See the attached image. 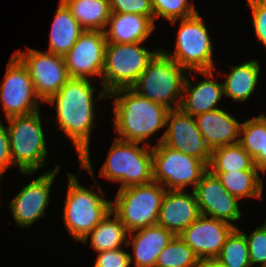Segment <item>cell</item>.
I'll use <instances>...</instances> for the list:
<instances>
[{"label": "cell", "instance_id": "obj_1", "mask_svg": "<svg viewBox=\"0 0 266 267\" xmlns=\"http://www.w3.org/2000/svg\"><path fill=\"white\" fill-rule=\"evenodd\" d=\"M97 88L90 79L69 78L60 90L46 103L55 104L56 124L72 141L80 159L81 169H86L95 179L90 159V137L94 127L95 95ZM94 96V97H93Z\"/></svg>", "mask_w": 266, "mask_h": 267}, {"label": "cell", "instance_id": "obj_2", "mask_svg": "<svg viewBox=\"0 0 266 267\" xmlns=\"http://www.w3.org/2000/svg\"><path fill=\"white\" fill-rule=\"evenodd\" d=\"M114 97V123L120 140L143 143L166 126L169 109L138 95L131 88H121L108 94Z\"/></svg>", "mask_w": 266, "mask_h": 267}, {"label": "cell", "instance_id": "obj_3", "mask_svg": "<svg viewBox=\"0 0 266 267\" xmlns=\"http://www.w3.org/2000/svg\"><path fill=\"white\" fill-rule=\"evenodd\" d=\"M187 72L161 49L148 62L131 89L154 103L176 110L181 103Z\"/></svg>", "mask_w": 266, "mask_h": 267}, {"label": "cell", "instance_id": "obj_4", "mask_svg": "<svg viewBox=\"0 0 266 267\" xmlns=\"http://www.w3.org/2000/svg\"><path fill=\"white\" fill-rule=\"evenodd\" d=\"M138 43H106L99 99L121 88H131L159 51H151Z\"/></svg>", "mask_w": 266, "mask_h": 267}, {"label": "cell", "instance_id": "obj_5", "mask_svg": "<svg viewBox=\"0 0 266 267\" xmlns=\"http://www.w3.org/2000/svg\"><path fill=\"white\" fill-rule=\"evenodd\" d=\"M78 178L68 172V190L64 204L63 221L75 241H83L93 228L111 210V200L104 196L98 185L100 194L80 185ZM101 195V196H100Z\"/></svg>", "mask_w": 266, "mask_h": 267}, {"label": "cell", "instance_id": "obj_6", "mask_svg": "<svg viewBox=\"0 0 266 267\" xmlns=\"http://www.w3.org/2000/svg\"><path fill=\"white\" fill-rule=\"evenodd\" d=\"M139 144L140 142L115 138L100 170V176L122 183L119 189L152 182V147L149 142L142 147Z\"/></svg>", "mask_w": 266, "mask_h": 267}, {"label": "cell", "instance_id": "obj_7", "mask_svg": "<svg viewBox=\"0 0 266 267\" xmlns=\"http://www.w3.org/2000/svg\"><path fill=\"white\" fill-rule=\"evenodd\" d=\"M7 121L13 166H18L22 174L31 175L43 167L48 153L39 110Z\"/></svg>", "mask_w": 266, "mask_h": 267}, {"label": "cell", "instance_id": "obj_8", "mask_svg": "<svg viewBox=\"0 0 266 267\" xmlns=\"http://www.w3.org/2000/svg\"><path fill=\"white\" fill-rule=\"evenodd\" d=\"M165 192L166 189L155 181L119 189L115 199L111 201V210L119 217L129 233L157 225Z\"/></svg>", "mask_w": 266, "mask_h": 267}, {"label": "cell", "instance_id": "obj_9", "mask_svg": "<svg viewBox=\"0 0 266 267\" xmlns=\"http://www.w3.org/2000/svg\"><path fill=\"white\" fill-rule=\"evenodd\" d=\"M174 52L162 50L187 71H206L213 68L212 40L203 18L197 12L181 19Z\"/></svg>", "mask_w": 266, "mask_h": 267}, {"label": "cell", "instance_id": "obj_10", "mask_svg": "<svg viewBox=\"0 0 266 267\" xmlns=\"http://www.w3.org/2000/svg\"><path fill=\"white\" fill-rule=\"evenodd\" d=\"M153 181L166 190H185L186 186L196 185L208 166L196 157L183 154L162 142L152 147Z\"/></svg>", "mask_w": 266, "mask_h": 267}, {"label": "cell", "instance_id": "obj_11", "mask_svg": "<svg viewBox=\"0 0 266 267\" xmlns=\"http://www.w3.org/2000/svg\"><path fill=\"white\" fill-rule=\"evenodd\" d=\"M27 68L13 54L0 85L1 108L6 118L26 115L39 110L40 102Z\"/></svg>", "mask_w": 266, "mask_h": 267}, {"label": "cell", "instance_id": "obj_12", "mask_svg": "<svg viewBox=\"0 0 266 267\" xmlns=\"http://www.w3.org/2000/svg\"><path fill=\"white\" fill-rule=\"evenodd\" d=\"M27 68L41 102H47L70 78L64 56L43 52L28 47L14 54Z\"/></svg>", "mask_w": 266, "mask_h": 267}, {"label": "cell", "instance_id": "obj_13", "mask_svg": "<svg viewBox=\"0 0 266 267\" xmlns=\"http://www.w3.org/2000/svg\"><path fill=\"white\" fill-rule=\"evenodd\" d=\"M166 125L168 127L157 144L162 142L174 150L200 159L209 166L212 151L197 128L193 116L183 113L180 109L170 110Z\"/></svg>", "mask_w": 266, "mask_h": 267}, {"label": "cell", "instance_id": "obj_14", "mask_svg": "<svg viewBox=\"0 0 266 267\" xmlns=\"http://www.w3.org/2000/svg\"><path fill=\"white\" fill-rule=\"evenodd\" d=\"M106 43L105 32L84 30L64 56L69 77H102Z\"/></svg>", "mask_w": 266, "mask_h": 267}, {"label": "cell", "instance_id": "obj_15", "mask_svg": "<svg viewBox=\"0 0 266 267\" xmlns=\"http://www.w3.org/2000/svg\"><path fill=\"white\" fill-rule=\"evenodd\" d=\"M60 166L45 172L28 183L10 201V210L18 226L30 227L37 219L45 216V209L50 201V189Z\"/></svg>", "mask_w": 266, "mask_h": 267}, {"label": "cell", "instance_id": "obj_16", "mask_svg": "<svg viewBox=\"0 0 266 267\" xmlns=\"http://www.w3.org/2000/svg\"><path fill=\"white\" fill-rule=\"evenodd\" d=\"M237 228L232 223L200 215L179 234L200 260L215 259L231 232Z\"/></svg>", "mask_w": 266, "mask_h": 267}, {"label": "cell", "instance_id": "obj_17", "mask_svg": "<svg viewBox=\"0 0 266 267\" xmlns=\"http://www.w3.org/2000/svg\"><path fill=\"white\" fill-rule=\"evenodd\" d=\"M193 191L202 215L227 223L242 217L238 199L225 189L220 179L209 169L202 175Z\"/></svg>", "mask_w": 266, "mask_h": 267}, {"label": "cell", "instance_id": "obj_18", "mask_svg": "<svg viewBox=\"0 0 266 267\" xmlns=\"http://www.w3.org/2000/svg\"><path fill=\"white\" fill-rule=\"evenodd\" d=\"M201 215L194 191L166 190L157 224L179 235Z\"/></svg>", "mask_w": 266, "mask_h": 267}, {"label": "cell", "instance_id": "obj_19", "mask_svg": "<svg viewBox=\"0 0 266 267\" xmlns=\"http://www.w3.org/2000/svg\"><path fill=\"white\" fill-rule=\"evenodd\" d=\"M206 78L201 82H196L195 85L189 80L191 71H188L183 94L179 109L188 115L195 117L196 115L214 111L219 109L218 102L222 99L223 84L215 82L211 79L214 77L212 70L197 71ZM193 84V85H192ZM187 93V94H185ZM185 95V97H184Z\"/></svg>", "mask_w": 266, "mask_h": 267}, {"label": "cell", "instance_id": "obj_20", "mask_svg": "<svg viewBox=\"0 0 266 267\" xmlns=\"http://www.w3.org/2000/svg\"><path fill=\"white\" fill-rule=\"evenodd\" d=\"M194 120L211 151L239 142L241 123L223 109L196 115Z\"/></svg>", "mask_w": 266, "mask_h": 267}, {"label": "cell", "instance_id": "obj_21", "mask_svg": "<svg viewBox=\"0 0 266 267\" xmlns=\"http://www.w3.org/2000/svg\"><path fill=\"white\" fill-rule=\"evenodd\" d=\"M128 236L133 239L127 242V246L133 245L134 256H129L131 263L134 260L136 267H155L159 253L175 235L157 224L132 231Z\"/></svg>", "mask_w": 266, "mask_h": 267}, {"label": "cell", "instance_id": "obj_22", "mask_svg": "<svg viewBox=\"0 0 266 267\" xmlns=\"http://www.w3.org/2000/svg\"><path fill=\"white\" fill-rule=\"evenodd\" d=\"M107 28L104 32L109 43L144 42L156 29L155 22L148 16L115 12H111Z\"/></svg>", "mask_w": 266, "mask_h": 267}, {"label": "cell", "instance_id": "obj_23", "mask_svg": "<svg viewBox=\"0 0 266 267\" xmlns=\"http://www.w3.org/2000/svg\"><path fill=\"white\" fill-rule=\"evenodd\" d=\"M83 32L84 29L73 17L70 9L59 0L49 34L48 52L65 56Z\"/></svg>", "mask_w": 266, "mask_h": 267}, {"label": "cell", "instance_id": "obj_24", "mask_svg": "<svg viewBox=\"0 0 266 267\" xmlns=\"http://www.w3.org/2000/svg\"><path fill=\"white\" fill-rule=\"evenodd\" d=\"M259 74L258 60H249L233 66L223 83V95L235 101H247L256 90Z\"/></svg>", "mask_w": 266, "mask_h": 267}, {"label": "cell", "instance_id": "obj_25", "mask_svg": "<svg viewBox=\"0 0 266 267\" xmlns=\"http://www.w3.org/2000/svg\"><path fill=\"white\" fill-rule=\"evenodd\" d=\"M114 217L111 219V215ZM129 232L119 217L110 210L109 213L93 228L82 241L87 244L91 239V246L97 253L122 248L127 246Z\"/></svg>", "mask_w": 266, "mask_h": 267}, {"label": "cell", "instance_id": "obj_26", "mask_svg": "<svg viewBox=\"0 0 266 267\" xmlns=\"http://www.w3.org/2000/svg\"><path fill=\"white\" fill-rule=\"evenodd\" d=\"M84 30L104 32L111 15L109 0H62Z\"/></svg>", "mask_w": 266, "mask_h": 267}, {"label": "cell", "instance_id": "obj_27", "mask_svg": "<svg viewBox=\"0 0 266 267\" xmlns=\"http://www.w3.org/2000/svg\"><path fill=\"white\" fill-rule=\"evenodd\" d=\"M239 144L254 159L255 166L266 172V124L259 116L241 123ZM242 136V137H241Z\"/></svg>", "mask_w": 266, "mask_h": 267}, {"label": "cell", "instance_id": "obj_28", "mask_svg": "<svg viewBox=\"0 0 266 267\" xmlns=\"http://www.w3.org/2000/svg\"><path fill=\"white\" fill-rule=\"evenodd\" d=\"M259 169L230 172H212L216 175L225 189L238 200L254 197L261 199L263 181Z\"/></svg>", "mask_w": 266, "mask_h": 267}, {"label": "cell", "instance_id": "obj_29", "mask_svg": "<svg viewBox=\"0 0 266 267\" xmlns=\"http://www.w3.org/2000/svg\"><path fill=\"white\" fill-rule=\"evenodd\" d=\"M208 169L211 172H230L258 168L254 159L239 143H236L213 149Z\"/></svg>", "mask_w": 266, "mask_h": 267}, {"label": "cell", "instance_id": "obj_30", "mask_svg": "<svg viewBox=\"0 0 266 267\" xmlns=\"http://www.w3.org/2000/svg\"><path fill=\"white\" fill-rule=\"evenodd\" d=\"M215 260L222 267H252L247 240L238 227L227 237Z\"/></svg>", "mask_w": 266, "mask_h": 267}, {"label": "cell", "instance_id": "obj_31", "mask_svg": "<svg viewBox=\"0 0 266 267\" xmlns=\"http://www.w3.org/2000/svg\"><path fill=\"white\" fill-rule=\"evenodd\" d=\"M199 261L192 248L175 235L159 253L155 267H197Z\"/></svg>", "mask_w": 266, "mask_h": 267}, {"label": "cell", "instance_id": "obj_32", "mask_svg": "<svg viewBox=\"0 0 266 267\" xmlns=\"http://www.w3.org/2000/svg\"><path fill=\"white\" fill-rule=\"evenodd\" d=\"M189 0H152L155 18H164L174 24L179 19L190 17L198 11Z\"/></svg>", "mask_w": 266, "mask_h": 267}, {"label": "cell", "instance_id": "obj_33", "mask_svg": "<svg viewBox=\"0 0 266 267\" xmlns=\"http://www.w3.org/2000/svg\"><path fill=\"white\" fill-rule=\"evenodd\" d=\"M245 235L249 250V259L253 267L254 264H261L260 267H266V218L264 225L256 227L250 235Z\"/></svg>", "mask_w": 266, "mask_h": 267}, {"label": "cell", "instance_id": "obj_34", "mask_svg": "<svg viewBox=\"0 0 266 267\" xmlns=\"http://www.w3.org/2000/svg\"><path fill=\"white\" fill-rule=\"evenodd\" d=\"M111 12L148 16L154 22L152 0H109Z\"/></svg>", "mask_w": 266, "mask_h": 267}, {"label": "cell", "instance_id": "obj_35", "mask_svg": "<svg viewBox=\"0 0 266 267\" xmlns=\"http://www.w3.org/2000/svg\"><path fill=\"white\" fill-rule=\"evenodd\" d=\"M256 37L266 48V0H247Z\"/></svg>", "mask_w": 266, "mask_h": 267}, {"label": "cell", "instance_id": "obj_36", "mask_svg": "<svg viewBox=\"0 0 266 267\" xmlns=\"http://www.w3.org/2000/svg\"><path fill=\"white\" fill-rule=\"evenodd\" d=\"M130 254L123 248L108 250L97 254L94 267H130Z\"/></svg>", "mask_w": 266, "mask_h": 267}, {"label": "cell", "instance_id": "obj_37", "mask_svg": "<svg viewBox=\"0 0 266 267\" xmlns=\"http://www.w3.org/2000/svg\"><path fill=\"white\" fill-rule=\"evenodd\" d=\"M13 167L7 127L0 120V180L4 172Z\"/></svg>", "mask_w": 266, "mask_h": 267}, {"label": "cell", "instance_id": "obj_38", "mask_svg": "<svg viewBox=\"0 0 266 267\" xmlns=\"http://www.w3.org/2000/svg\"><path fill=\"white\" fill-rule=\"evenodd\" d=\"M197 267H222L215 259L200 260Z\"/></svg>", "mask_w": 266, "mask_h": 267}, {"label": "cell", "instance_id": "obj_39", "mask_svg": "<svg viewBox=\"0 0 266 267\" xmlns=\"http://www.w3.org/2000/svg\"><path fill=\"white\" fill-rule=\"evenodd\" d=\"M261 119H262V121L266 124V115L265 114H260V115H258Z\"/></svg>", "mask_w": 266, "mask_h": 267}]
</instances>
